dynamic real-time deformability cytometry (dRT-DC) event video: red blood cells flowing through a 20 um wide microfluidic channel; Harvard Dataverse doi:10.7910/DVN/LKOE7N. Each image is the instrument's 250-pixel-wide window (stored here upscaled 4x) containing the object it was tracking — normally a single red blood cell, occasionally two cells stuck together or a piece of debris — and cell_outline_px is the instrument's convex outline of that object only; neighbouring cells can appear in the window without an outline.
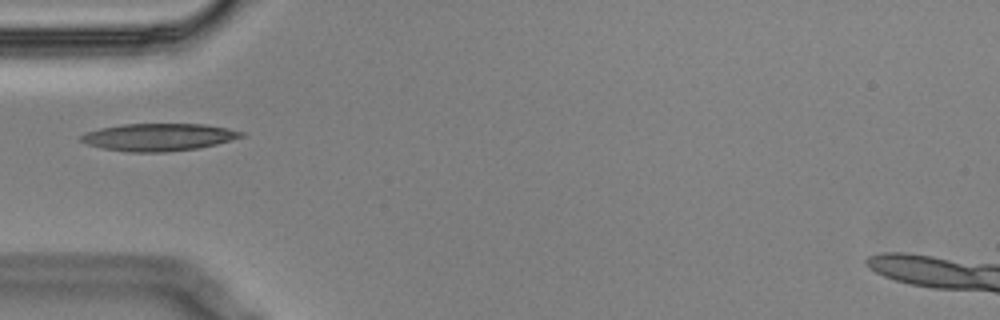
{"species": "Egyptian fruit bat (a non-hibernating species)", "species_latin": "Rousettus aegyptiacus", "temperature_condition": "cold", "stored_images_in_passage": 2, "camera_frame_rate_fps": 3000, "um_per_image_px": 0.085, "animal": {"sex": "male"}, "frame": {"image": 1, "passage_image": 1, "time_ms": 0.0, "image_size_px": [1000, 320], "cell_outline_px": [[244, 136], [232, 140], [200, 148], [164, 152], [128, 152], [104, 148], [88, 144], [80, 140], [80, 136], [84, 132], [100, 128], [124, 124], [204, 124], [228, 128], [244, 132]], "centroid_in_image_um": [13.49, 11.65], "position_along_channel_um": 71.5, "area_um2": 25.61}}